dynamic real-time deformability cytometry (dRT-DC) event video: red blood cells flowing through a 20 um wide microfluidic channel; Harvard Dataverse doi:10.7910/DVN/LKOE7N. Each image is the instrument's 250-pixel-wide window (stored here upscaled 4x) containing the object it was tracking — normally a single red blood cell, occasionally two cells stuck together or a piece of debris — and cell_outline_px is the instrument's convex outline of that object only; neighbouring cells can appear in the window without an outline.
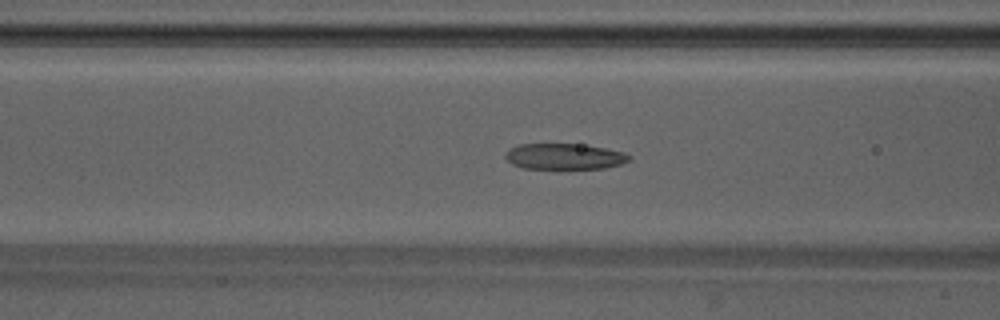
{"species": "Egyptian fruit bat (a non-hibernating species)", "species_latin": "Rousettus aegyptiacus", "temperature_condition": "warm", "stored_images_in_passage": 37, "camera_frame_rate_fps": 3000, "um_per_image_px": 0.085, "animal": {"sex": "male"}, "frame": {"image": 1, "passage_image": 7, "time_ms": 2.0, "image_size_px": [1000, 320], "cell_outline_px": [[632, 160], [620, 164], [604, 168], [556, 172], [524, 168], [512, 164], [504, 156], [512, 148], [520, 144], [580, 144], [604, 148], [624, 152], [632, 156]], "centroid_in_image_um": [48.01, 13.36], "position_along_channel_um": 118.6, "area_um2": 19.59}}
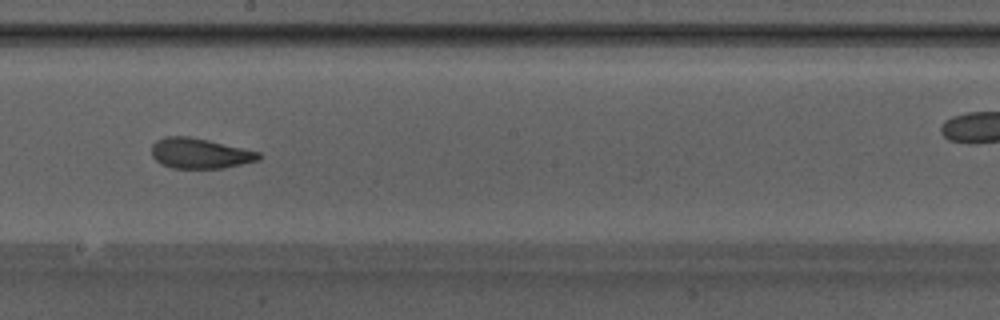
{"frame": {"image": 2, "passage_image": 15, "time_ms": 4.667, "image_size_px": [1000, 320], "cell_outline_px": [[264, 156], [260, 160], [224, 168], [172, 168], [160, 164], [152, 156], [152, 144], [156, 140], [164, 136], [188, 136], [208, 140], [260, 152]], "centroid_in_image_um": [17.0, 13.04], "position_along_channel_um": 231.2, "area_um2": 19.07}}
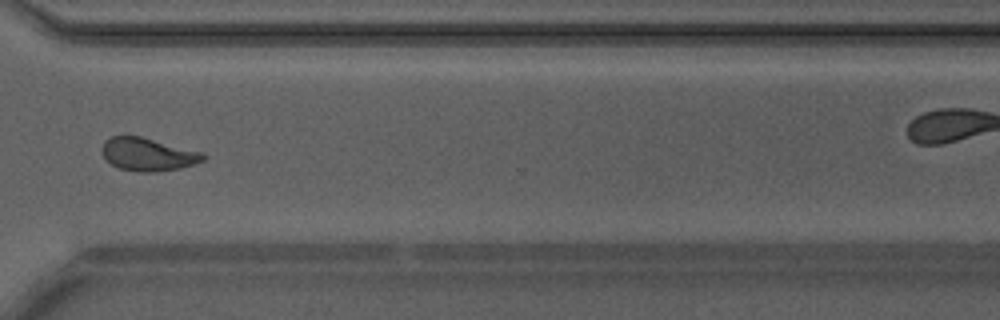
{"frame": {"image": 3, "passage_image": 24, "time_ms": 7.667, "image_size_px": [1000, 320], "cell_outline_px": [[208, 156], [204, 160], [180, 168], [156, 172], [140, 172], [120, 168], [112, 164], [100, 152], [100, 148], [104, 140], [112, 136], [140, 136], [204, 152]], "centroid_in_image_um": [12.58, 13.11], "position_along_channel_um": 358.0, "area_um2": 19.54}, "authors_computed_cell_mechanics": {"area_um2": 19.3052, "velocity_mm_per_s": 4.2192, "shape_relaxation_time_tau1_ms": null, "shape_relaxation_time_tau2_ms": 1.3943, "deformation_change_tau1": null, "deformation_change_tau2": 0.0914}}